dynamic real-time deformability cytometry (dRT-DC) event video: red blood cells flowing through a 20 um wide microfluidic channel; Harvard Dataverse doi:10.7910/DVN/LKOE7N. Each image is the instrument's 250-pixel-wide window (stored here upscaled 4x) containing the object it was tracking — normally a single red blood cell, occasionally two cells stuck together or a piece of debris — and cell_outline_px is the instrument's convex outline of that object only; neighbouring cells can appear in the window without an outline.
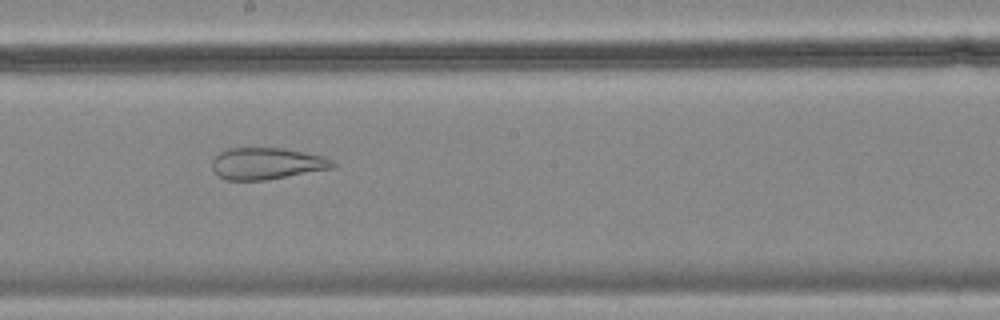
{"species": "common noctule bat (a hibernating species)", "species_latin": "Nyctalus noctula", "temperature_condition": "cold", "stored_images_in_passage": 47, "camera_frame_rate_fps": 3000, "um_per_image_px": 0.085, "animal": {"sex": "female", "body_mass_g": 18.4}, "frame": {"image": 1, "passage_image": 21, "time_ms": 6.667, "image_size_px": [1000, 320], "cell_outline_px": [[336, 168], [264, 180], [228, 180], [220, 176], [212, 168], [212, 160], [220, 152], [228, 148], [284, 148], [324, 156], [332, 160], [336, 164]], "centroid_in_image_um": [22.71, 13.89], "position_along_channel_um": 225.5, "area_um2": 22.25}}
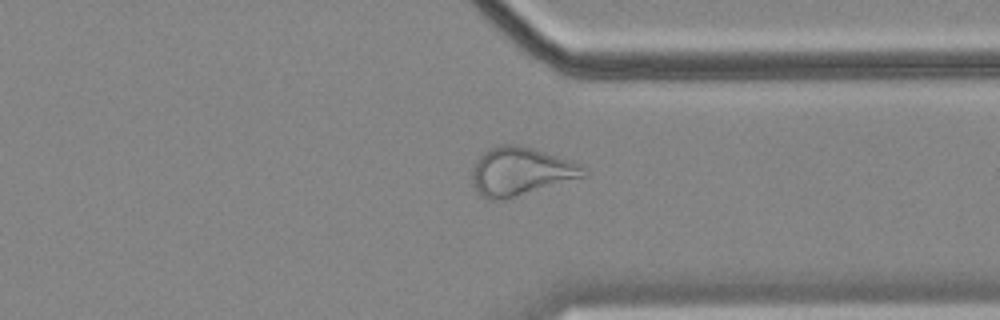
{"frame": {"image": 2, "passage_image": 33, "time_ms": 10.667, "image_size_px": [1000, 320], "cell_outline_px": [[588, 176], [504, 200], [488, 200], [480, 196], [472, 180], [472, 168], [480, 156], [484, 152], [500, 144], [512, 144], [532, 148], [572, 160], [584, 164], [588, 168]], "centroid_in_image_um": [44.32, 14.59], "position_along_channel_um": 367.1, "area_um2": 31.67}}
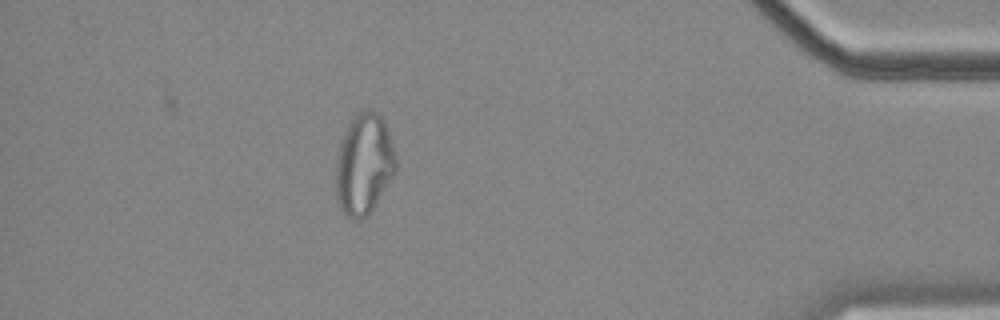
{"frame": {"image": 3, "passage_image": 40, "time_ms": 13.0, "image_size_px": [1000, 320], "cell_outline_px": [[396, 168], [392, 176], [372, 208], [360, 220], [348, 216], [340, 208], [336, 200], [336, 160], [340, 144], [344, 132], [352, 120], [360, 112], [368, 108], [376, 112], [384, 120], [396, 156]], "centroid_in_image_um": [30.92, 13.94], "position_along_channel_um": 404.3, "area_um2": 34.56}}